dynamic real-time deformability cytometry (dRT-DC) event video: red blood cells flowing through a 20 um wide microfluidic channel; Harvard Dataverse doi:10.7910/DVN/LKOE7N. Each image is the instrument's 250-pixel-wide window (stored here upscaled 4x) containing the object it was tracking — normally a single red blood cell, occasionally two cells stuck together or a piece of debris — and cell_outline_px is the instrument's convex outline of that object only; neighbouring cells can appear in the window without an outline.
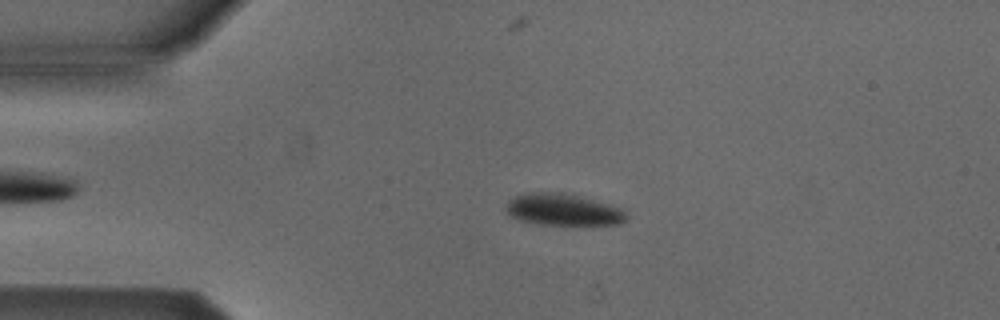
{"species": "Egyptian fruit bat (a non-hibernating species)", "species_latin": "Rousettus aegyptiacus", "temperature_condition": "cold", "stored_images_in_passage": 51, "camera_frame_rate_fps": 3000, "um_per_image_px": 0.085, "animal": {"sex": "male"}, "frame": {"image": 1, "passage_image": 9, "time_ms": 2.667, "image_size_px": [1000, 320], "cell_outline_px": [[628, 216], [624, 220], [616, 224], [540, 224], [520, 220], [512, 216], [508, 212], [508, 200], [516, 196], [528, 192], [564, 192], [620, 208]], "centroid_in_image_um": [47.83, 17.81], "position_along_channel_um": 37.2, "area_um2": 21.62}}
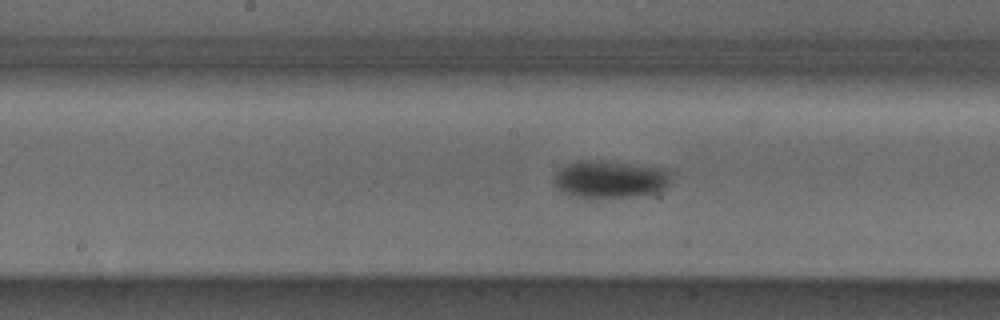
{"frame": {"image": 2, "passage_image": 24, "time_ms": 7.667, "image_size_px": [1000, 320], "cell_outline_px": [[676, 172], [668, 188], [636, 196], [572, 196], [560, 192], [552, 180], [556, 172], [560, 168], [568, 164], [580, 160], [600, 160], [676, 168]], "centroid_in_image_um": [51.98, 15.19], "position_along_channel_um": 196.2, "area_um2": 26.18}}
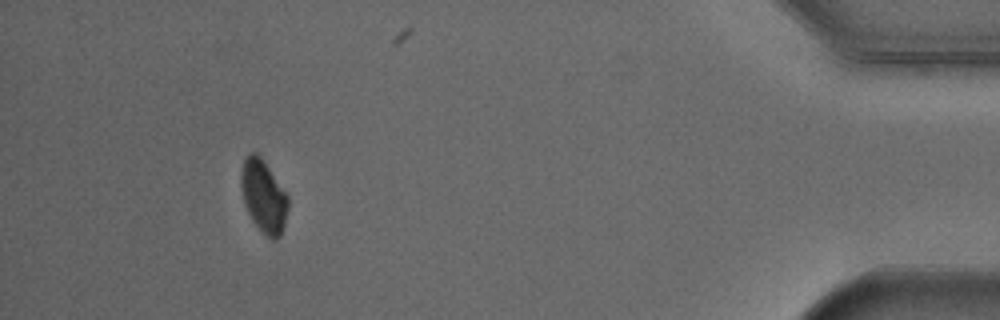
{"frame": {"image": 3, "passage_image": 46, "time_ms": 15.0, "image_size_px": [1000, 320], "cell_outline_px": [[288, 208], [284, 224], [280, 236], [276, 240], [272, 240], [252, 220], [244, 204], [240, 184], [240, 172], [244, 160], [252, 152], [256, 152], [260, 156], [288, 196]], "centroid_in_image_um": [22.39, 16.68], "position_along_channel_um": 412.8, "area_um2": 19.54}}